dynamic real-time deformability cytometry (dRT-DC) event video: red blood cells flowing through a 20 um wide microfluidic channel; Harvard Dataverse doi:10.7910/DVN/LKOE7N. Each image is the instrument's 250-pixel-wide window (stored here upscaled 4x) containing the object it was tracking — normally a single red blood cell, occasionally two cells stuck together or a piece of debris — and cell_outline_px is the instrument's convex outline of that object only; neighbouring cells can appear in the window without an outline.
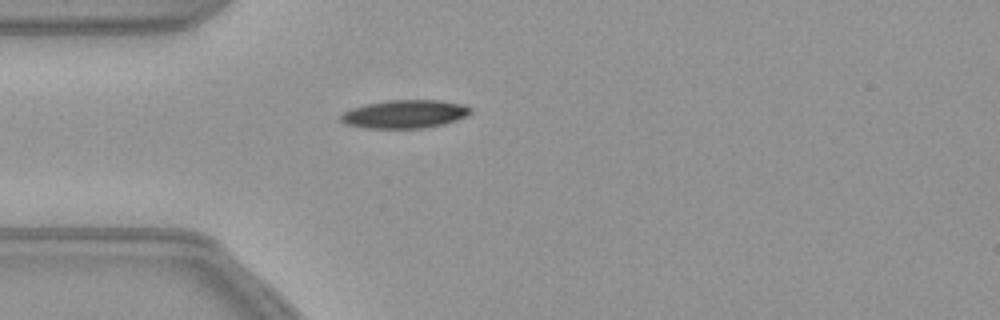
{"species": "common noctule bat (a hibernating species)", "species_latin": "Nyctalus noctula", "temperature_condition": "warm", "stored_images_in_passage": 41, "camera_frame_rate_fps": 3000, "um_per_image_px": 0.085, "animal": {"sex": "female", "body_mass_g": 21.9}, "frame": {"image": 1, "passage_image": 1, "time_ms": 0.0, "image_size_px": [1000, 320], "cell_outline_px": [[472, 112], [468, 116], [444, 124], [424, 128], [364, 128], [344, 124], [340, 120], [340, 116], [344, 112], [352, 108], [368, 104], [388, 100], [440, 100], [464, 104], [472, 108]], "centroid_in_image_um": [34.44, 9.7], "position_along_channel_um": 50.6, "area_um2": 21.5}}
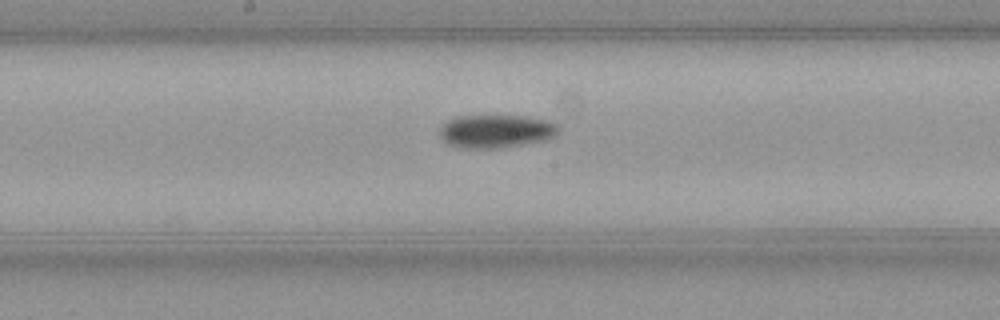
{"frame": {"image": 2, "passage_image": 14, "time_ms": 4.333, "image_size_px": [1000, 320], "cell_outline_px": [[560, 132], [556, 136], [544, 140], [504, 148], [460, 148], [448, 144], [440, 136], [440, 128], [448, 120], [456, 116], [520, 116], [544, 120], [556, 124]], "centroid_in_image_um": [42.15, 11.17], "position_along_channel_um": 206.1, "area_um2": 22.89}}
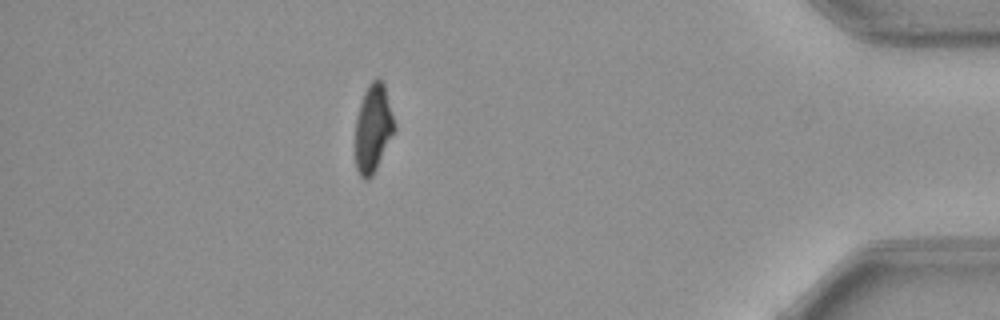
{"frame": {"image": 3, "passage_image": 34, "time_ms": 11.0, "image_size_px": [1000, 320], "cell_outline_px": [[396, 128], [372, 176], [368, 180], [364, 180], [360, 176], [356, 168], [356, 116], [364, 92], [368, 84], [372, 80], [380, 80], [384, 84]], "centroid_in_image_um": [31.7, 10.92], "position_along_channel_um": 403.5, "area_um2": 19.71}}